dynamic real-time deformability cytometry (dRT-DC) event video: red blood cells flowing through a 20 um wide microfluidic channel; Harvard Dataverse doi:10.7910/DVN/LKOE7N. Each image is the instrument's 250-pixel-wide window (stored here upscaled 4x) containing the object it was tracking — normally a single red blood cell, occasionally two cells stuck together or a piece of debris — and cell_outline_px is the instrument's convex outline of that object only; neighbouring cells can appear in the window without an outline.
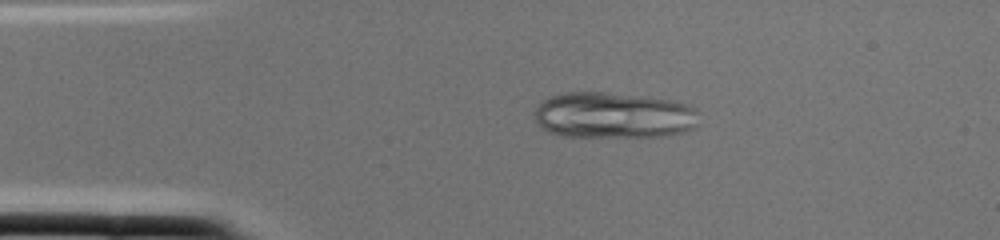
{"species": "common noctule bat (a hibernating species)", "species_latin": "Nyctalus noctula", "temperature_condition": "cold", "stored_images_in_passage": 1, "camera_frame_rate_fps": 3000, "um_per_image_px": 0.085, "animal": {"sex": "female", "body_mass_g": 22.0, "forearm_length_mm": 56.7}, "frame": {"image": 1, "passage_image": 1, "time_ms": 0.0, "image_size_px": [1000, 240], "cell_outline_px": [[700, 124], [696, 128], [684, 132], [664, 136], [564, 136], [548, 132], [536, 120], [536, 108], [544, 100], [552, 96], [568, 92], [604, 92], [672, 100], [688, 104], [696, 108]], "centroid_in_image_um": [52.23, 9.8], "position_along_channel_um": 32.8, "area_um2": 44.04}}